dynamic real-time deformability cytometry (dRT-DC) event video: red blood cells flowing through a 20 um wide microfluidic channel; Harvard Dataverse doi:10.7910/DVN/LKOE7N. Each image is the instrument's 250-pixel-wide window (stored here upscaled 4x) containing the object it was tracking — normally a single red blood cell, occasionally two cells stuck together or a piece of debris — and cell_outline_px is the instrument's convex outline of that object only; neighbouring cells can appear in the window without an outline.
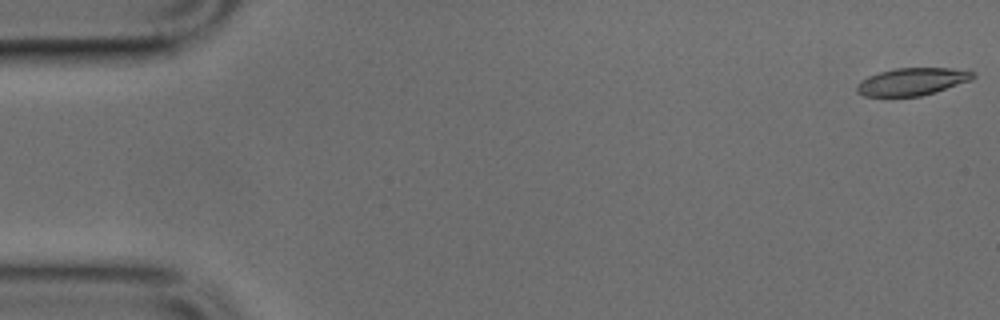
{"species": "common noctule bat (a hibernating species)", "species_latin": "Nyctalus noctula", "temperature_condition": "cold", "stored_images_in_passage": 13, "camera_frame_rate_fps": 3000, "um_per_image_px": 0.085, "animal": {"sex": "male", "body_mass_g": 17.9, "forearm_length_mm": 54.2}, "frame": {"image": 1, "passage_image": 1, "time_ms": 0.0, "image_size_px": [1000, 320], "cell_outline_px": [[976, 76], [972, 80], [936, 92], [920, 96], [864, 96], [856, 92], [856, 84], [860, 80], [868, 76], [880, 72], [896, 68], [952, 68], [976, 72]], "centroid_in_image_um": [77.54, 6.93], "position_along_channel_um": 7.5, "area_um2": 18.73}}
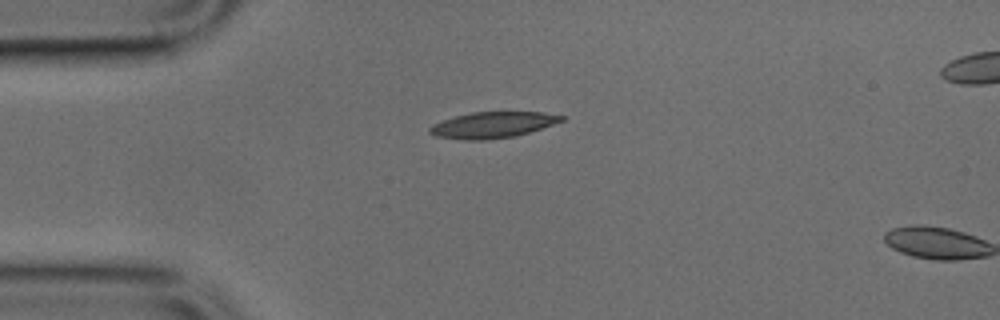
{"frame": {"image": 2, "passage_image": 12, "time_ms": 3.667, "image_size_px": [1000, 320], "cell_outline_px": [[564, 120], [516, 136], [484, 140], [468, 140], [436, 136], [428, 132], [428, 128], [432, 124], [456, 116], [472, 112], [544, 112], [564, 116]], "centroid_in_image_um": [41.85, 10.61], "position_along_channel_um": 43.2, "area_um2": 19.77}}